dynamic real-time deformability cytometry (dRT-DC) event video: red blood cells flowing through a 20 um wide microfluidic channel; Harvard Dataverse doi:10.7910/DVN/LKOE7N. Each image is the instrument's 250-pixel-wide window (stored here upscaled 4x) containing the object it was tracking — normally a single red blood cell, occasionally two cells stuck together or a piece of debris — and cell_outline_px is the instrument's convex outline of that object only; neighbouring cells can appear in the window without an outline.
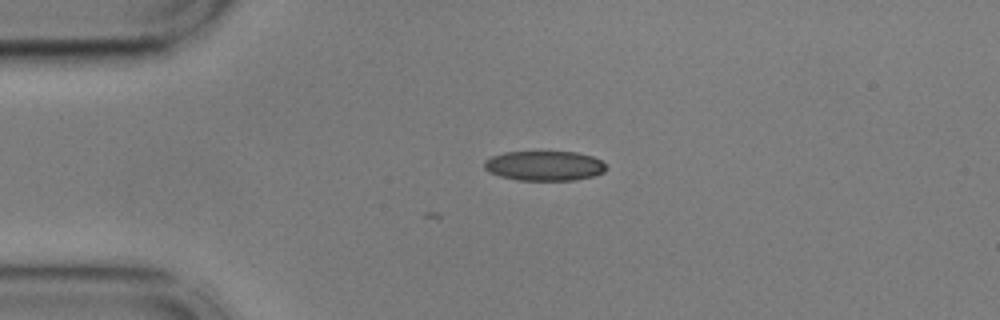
{"species": "common noctule bat (a hibernating species)", "species_latin": "Nyctalus noctula", "temperature_condition": "cold", "stored_images_in_passage": 5, "camera_frame_rate_fps": 3000, "um_per_image_px": 0.085, "animal": {"sex": "male", "body_mass_g": 17.9, "forearm_length_mm": 54.2}, "frame": {"image": 1, "passage_image": 5, "time_ms": 1.333, "image_size_px": [1000, 320], "cell_outline_px": [[608, 168], [604, 172], [592, 176], [576, 180], [516, 180], [500, 176], [488, 172], [484, 168], [484, 160], [492, 156], [504, 152], [576, 152], [592, 156], [600, 160]], "centroid_in_image_um": [46.26, 14.09], "position_along_channel_um": 38.7, "area_um2": 21.21}}